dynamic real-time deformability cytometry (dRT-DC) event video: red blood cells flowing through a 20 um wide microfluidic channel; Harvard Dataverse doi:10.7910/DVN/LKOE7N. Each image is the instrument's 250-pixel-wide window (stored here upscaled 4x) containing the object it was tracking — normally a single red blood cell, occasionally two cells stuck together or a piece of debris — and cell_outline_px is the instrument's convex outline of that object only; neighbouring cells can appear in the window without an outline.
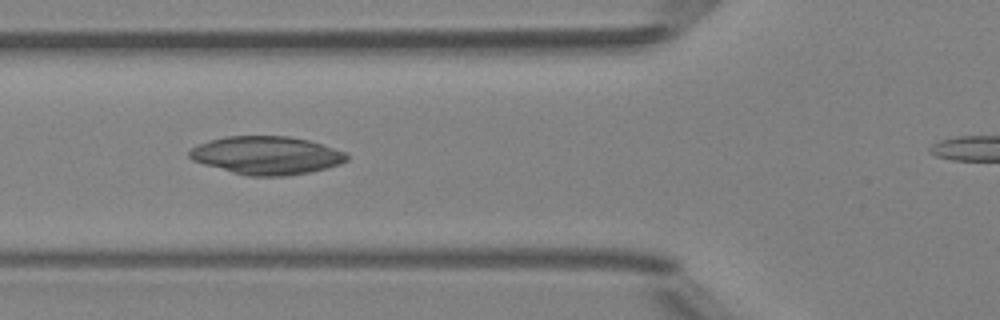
{"species": "Egyptian fruit bat (a non-hibernating species)", "species_latin": "Rousettus aegyptiacus", "temperature_condition": "room temperature", "stored_images_in_passage": 7, "segment_of_instrument_passage": [1, 2], "camera_frame_rate_fps": 3000, "um_per_image_px": 0.085, "animal": {"sex": "female"}, "frame": {"image": 1, "passage_image": 6, "time_ms": 5.667, "image_size_px": [1000, 320], "cell_outline_px": [[348, 160], [340, 164], [308, 172], [288, 176], [248, 176], [232, 172], [204, 164], [192, 160], [188, 156], [188, 152], [196, 144], [208, 140], [224, 136], [288, 136], [308, 140], [344, 152], [348, 156]], "centroid_in_image_um": [22.6, 13.2], "position_along_channel_um": 103.2, "area_um2": 34.85}}